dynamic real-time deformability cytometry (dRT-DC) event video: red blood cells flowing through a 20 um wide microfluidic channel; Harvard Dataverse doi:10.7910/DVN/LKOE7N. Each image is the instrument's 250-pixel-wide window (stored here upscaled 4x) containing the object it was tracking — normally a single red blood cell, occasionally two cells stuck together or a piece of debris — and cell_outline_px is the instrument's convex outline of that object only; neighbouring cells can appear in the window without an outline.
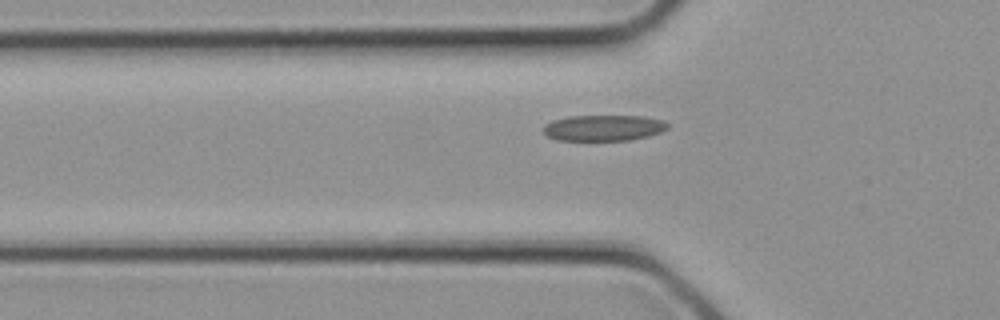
{"species": "common noctule bat (a hibernating species)", "species_latin": "Nyctalus noctula", "temperature_condition": "cold", "stored_images_in_passage": 3, "camera_frame_rate_fps": 3000, "um_per_image_px": 0.085, "animal": {"sex": "female", "body_mass_g": 21.9}, "frame": {"image": 1, "passage_image": 3, "time_ms": 0.667, "image_size_px": [1000, 320], "cell_outline_px": [[668, 128], [660, 132], [648, 136], [632, 140], [556, 140], [548, 136], [544, 132], [544, 124], [552, 120], [568, 116], [644, 116], [660, 120], [668, 124]], "centroid_in_image_um": [51.28, 10.87], "position_along_channel_um": 74.5, "area_um2": 18.73}}